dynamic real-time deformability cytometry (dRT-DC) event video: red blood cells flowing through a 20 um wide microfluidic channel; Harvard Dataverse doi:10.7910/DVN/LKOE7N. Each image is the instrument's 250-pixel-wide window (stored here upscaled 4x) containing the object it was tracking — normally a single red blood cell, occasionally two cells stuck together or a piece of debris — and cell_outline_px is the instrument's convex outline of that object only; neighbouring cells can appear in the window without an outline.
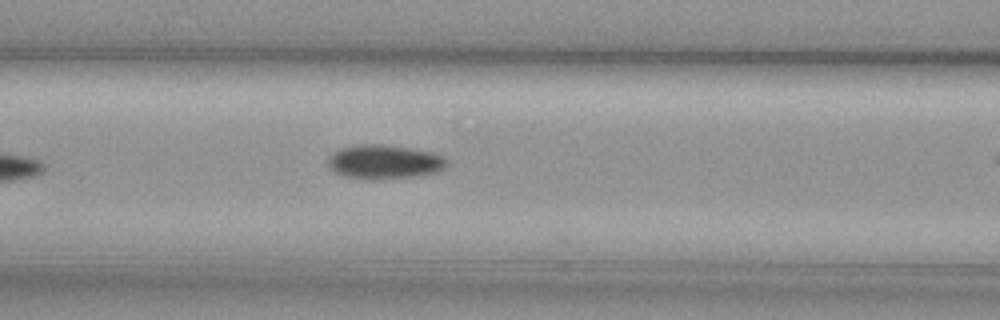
{"species": "common noctule bat (a hibernating species)", "species_latin": "Nyctalus noctula", "temperature_condition": "cold", "stored_images_in_passage": 6, "segment_of_instrument_passage": [1, 2], "camera_frame_rate_fps": 3000, "um_per_image_px": 0.085, "animal": {"sex": "female", "body_mass_g": 29.2, "forearm_length_mm": 56.3}, "frame": {"image": 1, "passage_image": 5, "time_ms": 1.333, "image_size_px": [1000, 320], "cell_outline_px": [[448, 164], [444, 168], [436, 172], [416, 176], [376, 180], [368, 180], [344, 176], [336, 172], [328, 164], [328, 160], [340, 148], [360, 144], [380, 144], [408, 148], [432, 152], [444, 156], [448, 160]], "centroid_in_image_um": [32.71, 13.77], "position_along_channel_um": 133.9, "area_um2": 23.52}}